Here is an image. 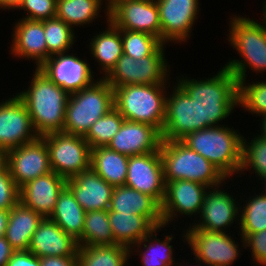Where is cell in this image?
<instances>
[{
  "mask_svg": "<svg viewBox=\"0 0 266 266\" xmlns=\"http://www.w3.org/2000/svg\"><path fill=\"white\" fill-rule=\"evenodd\" d=\"M181 76L177 77V83L191 99L200 103L202 129L221 126L223 120L238 107V82L225 66H221L216 75L205 79Z\"/></svg>",
  "mask_w": 266,
  "mask_h": 266,
  "instance_id": "obj_1",
  "label": "cell"
},
{
  "mask_svg": "<svg viewBox=\"0 0 266 266\" xmlns=\"http://www.w3.org/2000/svg\"><path fill=\"white\" fill-rule=\"evenodd\" d=\"M30 85L16 95L24 102L38 136L63 131L70 94L51 81L39 68Z\"/></svg>",
  "mask_w": 266,
  "mask_h": 266,
  "instance_id": "obj_2",
  "label": "cell"
},
{
  "mask_svg": "<svg viewBox=\"0 0 266 266\" xmlns=\"http://www.w3.org/2000/svg\"><path fill=\"white\" fill-rule=\"evenodd\" d=\"M229 19L227 41L239 54V59H230L225 66L237 79L247 80L249 70L255 73L266 72V27L258 20L232 15Z\"/></svg>",
  "mask_w": 266,
  "mask_h": 266,
  "instance_id": "obj_3",
  "label": "cell"
},
{
  "mask_svg": "<svg viewBox=\"0 0 266 266\" xmlns=\"http://www.w3.org/2000/svg\"><path fill=\"white\" fill-rule=\"evenodd\" d=\"M242 140L243 135L237 129L222 124L189 133L180 141L231 179L240 171Z\"/></svg>",
  "mask_w": 266,
  "mask_h": 266,
  "instance_id": "obj_4",
  "label": "cell"
},
{
  "mask_svg": "<svg viewBox=\"0 0 266 266\" xmlns=\"http://www.w3.org/2000/svg\"><path fill=\"white\" fill-rule=\"evenodd\" d=\"M160 155L164 182L189 180L208 187L226 183L227 177L210 161L189 149L180 140H162Z\"/></svg>",
  "mask_w": 266,
  "mask_h": 266,
  "instance_id": "obj_5",
  "label": "cell"
},
{
  "mask_svg": "<svg viewBox=\"0 0 266 266\" xmlns=\"http://www.w3.org/2000/svg\"><path fill=\"white\" fill-rule=\"evenodd\" d=\"M169 84L125 85L114 89V107L131 122L146 123L161 133Z\"/></svg>",
  "mask_w": 266,
  "mask_h": 266,
  "instance_id": "obj_6",
  "label": "cell"
},
{
  "mask_svg": "<svg viewBox=\"0 0 266 266\" xmlns=\"http://www.w3.org/2000/svg\"><path fill=\"white\" fill-rule=\"evenodd\" d=\"M114 107V89L104 78L70 94L63 131L85 136L100 117Z\"/></svg>",
  "mask_w": 266,
  "mask_h": 266,
  "instance_id": "obj_7",
  "label": "cell"
},
{
  "mask_svg": "<svg viewBox=\"0 0 266 266\" xmlns=\"http://www.w3.org/2000/svg\"><path fill=\"white\" fill-rule=\"evenodd\" d=\"M165 45L162 43L150 56L137 60L123 54L104 79L113 89L125 85L170 83L172 70L165 58Z\"/></svg>",
  "mask_w": 266,
  "mask_h": 266,
  "instance_id": "obj_8",
  "label": "cell"
},
{
  "mask_svg": "<svg viewBox=\"0 0 266 266\" xmlns=\"http://www.w3.org/2000/svg\"><path fill=\"white\" fill-rule=\"evenodd\" d=\"M49 150L53 172L66 180L90 168L91 149L84 136L64 131L41 136Z\"/></svg>",
  "mask_w": 266,
  "mask_h": 266,
  "instance_id": "obj_9",
  "label": "cell"
},
{
  "mask_svg": "<svg viewBox=\"0 0 266 266\" xmlns=\"http://www.w3.org/2000/svg\"><path fill=\"white\" fill-rule=\"evenodd\" d=\"M184 231V233H183ZM183 242L190 248L194 260L215 266H231L239 255L241 246L228 232L202 229H183ZM230 234V235H229ZM193 253V254H192Z\"/></svg>",
  "mask_w": 266,
  "mask_h": 266,
  "instance_id": "obj_10",
  "label": "cell"
},
{
  "mask_svg": "<svg viewBox=\"0 0 266 266\" xmlns=\"http://www.w3.org/2000/svg\"><path fill=\"white\" fill-rule=\"evenodd\" d=\"M171 85V94L168 91L166 96L165 122L161 133L164 141L181 140L189 133L202 130L200 103L191 99L177 82Z\"/></svg>",
  "mask_w": 266,
  "mask_h": 266,
  "instance_id": "obj_11",
  "label": "cell"
},
{
  "mask_svg": "<svg viewBox=\"0 0 266 266\" xmlns=\"http://www.w3.org/2000/svg\"><path fill=\"white\" fill-rule=\"evenodd\" d=\"M220 187H223V184L208 188L199 214V221L193 219L194 223L192 225L189 223L187 229L229 232L227 228L232 227L234 222L237 221L236 225H239L240 201L241 203L243 201L239 199L238 202L234 195Z\"/></svg>",
  "mask_w": 266,
  "mask_h": 266,
  "instance_id": "obj_12",
  "label": "cell"
},
{
  "mask_svg": "<svg viewBox=\"0 0 266 266\" xmlns=\"http://www.w3.org/2000/svg\"><path fill=\"white\" fill-rule=\"evenodd\" d=\"M200 0H156L161 25V42L184 44L189 40L201 10ZM200 8V9H199Z\"/></svg>",
  "mask_w": 266,
  "mask_h": 266,
  "instance_id": "obj_13",
  "label": "cell"
},
{
  "mask_svg": "<svg viewBox=\"0 0 266 266\" xmlns=\"http://www.w3.org/2000/svg\"><path fill=\"white\" fill-rule=\"evenodd\" d=\"M109 20L119 29L145 32L161 41V25L156 0H114Z\"/></svg>",
  "mask_w": 266,
  "mask_h": 266,
  "instance_id": "obj_14",
  "label": "cell"
},
{
  "mask_svg": "<svg viewBox=\"0 0 266 266\" xmlns=\"http://www.w3.org/2000/svg\"><path fill=\"white\" fill-rule=\"evenodd\" d=\"M207 188L206 185L189 180L165 183V195L161 203L163 225L172 224L178 215H184L185 218L199 216Z\"/></svg>",
  "mask_w": 266,
  "mask_h": 266,
  "instance_id": "obj_15",
  "label": "cell"
},
{
  "mask_svg": "<svg viewBox=\"0 0 266 266\" xmlns=\"http://www.w3.org/2000/svg\"><path fill=\"white\" fill-rule=\"evenodd\" d=\"M7 167L19 189L27 182L51 172L45 140L39 136L32 142L9 150Z\"/></svg>",
  "mask_w": 266,
  "mask_h": 266,
  "instance_id": "obj_16",
  "label": "cell"
},
{
  "mask_svg": "<svg viewBox=\"0 0 266 266\" xmlns=\"http://www.w3.org/2000/svg\"><path fill=\"white\" fill-rule=\"evenodd\" d=\"M39 69L69 94L78 92L96 80L95 72L86 58L83 60L73 52L52 55Z\"/></svg>",
  "mask_w": 266,
  "mask_h": 266,
  "instance_id": "obj_17",
  "label": "cell"
},
{
  "mask_svg": "<svg viewBox=\"0 0 266 266\" xmlns=\"http://www.w3.org/2000/svg\"><path fill=\"white\" fill-rule=\"evenodd\" d=\"M37 137L24 102L14 94L3 99L0 102V146L9 151Z\"/></svg>",
  "mask_w": 266,
  "mask_h": 266,
  "instance_id": "obj_18",
  "label": "cell"
},
{
  "mask_svg": "<svg viewBox=\"0 0 266 266\" xmlns=\"http://www.w3.org/2000/svg\"><path fill=\"white\" fill-rule=\"evenodd\" d=\"M125 186L153 197L161 205L165 182L160 150L129 156Z\"/></svg>",
  "mask_w": 266,
  "mask_h": 266,
  "instance_id": "obj_19",
  "label": "cell"
},
{
  "mask_svg": "<svg viewBox=\"0 0 266 266\" xmlns=\"http://www.w3.org/2000/svg\"><path fill=\"white\" fill-rule=\"evenodd\" d=\"M161 132L152 125L124 120L107 147L127 156L144 155L160 150Z\"/></svg>",
  "mask_w": 266,
  "mask_h": 266,
  "instance_id": "obj_20",
  "label": "cell"
},
{
  "mask_svg": "<svg viewBox=\"0 0 266 266\" xmlns=\"http://www.w3.org/2000/svg\"><path fill=\"white\" fill-rule=\"evenodd\" d=\"M12 44L9 54L12 58L30 60L39 68L48 59L45 41L44 20H29L20 18L12 28Z\"/></svg>",
  "mask_w": 266,
  "mask_h": 266,
  "instance_id": "obj_21",
  "label": "cell"
},
{
  "mask_svg": "<svg viewBox=\"0 0 266 266\" xmlns=\"http://www.w3.org/2000/svg\"><path fill=\"white\" fill-rule=\"evenodd\" d=\"M66 186L67 180L51 171L23 185L19 189V202L43 218L50 217L59 194Z\"/></svg>",
  "mask_w": 266,
  "mask_h": 266,
  "instance_id": "obj_22",
  "label": "cell"
},
{
  "mask_svg": "<svg viewBox=\"0 0 266 266\" xmlns=\"http://www.w3.org/2000/svg\"><path fill=\"white\" fill-rule=\"evenodd\" d=\"M67 187L86 212L109 209L114 186L108 184L91 167L68 178Z\"/></svg>",
  "mask_w": 266,
  "mask_h": 266,
  "instance_id": "obj_23",
  "label": "cell"
},
{
  "mask_svg": "<svg viewBox=\"0 0 266 266\" xmlns=\"http://www.w3.org/2000/svg\"><path fill=\"white\" fill-rule=\"evenodd\" d=\"M78 242L49 217L43 218L33 233L29 251L36 256H77Z\"/></svg>",
  "mask_w": 266,
  "mask_h": 266,
  "instance_id": "obj_24",
  "label": "cell"
},
{
  "mask_svg": "<svg viewBox=\"0 0 266 266\" xmlns=\"http://www.w3.org/2000/svg\"><path fill=\"white\" fill-rule=\"evenodd\" d=\"M108 210L146 216L155 226L163 225L161 205L153 197L125 185L114 187Z\"/></svg>",
  "mask_w": 266,
  "mask_h": 266,
  "instance_id": "obj_25",
  "label": "cell"
},
{
  "mask_svg": "<svg viewBox=\"0 0 266 266\" xmlns=\"http://www.w3.org/2000/svg\"><path fill=\"white\" fill-rule=\"evenodd\" d=\"M165 227L169 226H156L146 237L131 246L129 248L130 258H132V254L135 256L138 254V257H141L142 266H180L181 262H176L173 257V245H170L173 238L176 237H173L171 233L164 235L163 240L157 238L158 232ZM156 233L157 235H155ZM136 252L137 254H134Z\"/></svg>",
  "mask_w": 266,
  "mask_h": 266,
  "instance_id": "obj_26",
  "label": "cell"
},
{
  "mask_svg": "<svg viewBox=\"0 0 266 266\" xmlns=\"http://www.w3.org/2000/svg\"><path fill=\"white\" fill-rule=\"evenodd\" d=\"M106 29L92 36L89 42V52L92 59L99 65L100 73L104 78L115 66L117 60L123 55L121 29L116 27L110 20L107 21Z\"/></svg>",
  "mask_w": 266,
  "mask_h": 266,
  "instance_id": "obj_27",
  "label": "cell"
},
{
  "mask_svg": "<svg viewBox=\"0 0 266 266\" xmlns=\"http://www.w3.org/2000/svg\"><path fill=\"white\" fill-rule=\"evenodd\" d=\"M43 217L18 202L9 210L5 238L14 251H27L33 233Z\"/></svg>",
  "mask_w": 266,
  "mask_h": 266,
  "instance_id": "obj_28",
  "label": "cell"
},
{
  "mask_svg": "<svg viewBox=\"0 0 266 266\" xmlns=\"http://www.w3.org/2000/svg\"><path fill=\"white\" fill-rule=\"evenodd\" d=\"M114 240L128 248L146 237L156 226L146 217L108 210Z\"/></svg>",
  "mask_w": 266,
  "mask_h": 266,
  "instance_id": "obj_29",
  "label": "cell"
},
{
  "mask_svg": "<svg viewBox=\"0 0 266 266\" xmlns=\"http://www.w3.org/2000/svg\"><path fill=\"white\" fill-rule=\"evenodd\" d=\"M85 213L86 211L79 205L74 194L66 186L59 194L55 208L49 218L79 243L82 240Z\"/></svg>",
  "mask_w": 266,
  "mask_h": 266,
  "instance_id": "obj_30",
  "label": "cell"
},
{
  "mask_svg": "<svg viewBox=\"0 0 266 266\" xmlns=\"http://www.w3.org/2000/svg\"><path fill=\"white\" fill-rule=\"evenodd\" d=\"M129 156L120 154L107 146L91 149L90 167L108 184L125 185Z\"/></svg>",
  "mask_w": 266,
  "mask_h": 266,
  "instance_id": "obj_31",
  "label": "cell"
},
{
  "mask_svg": "<svg viewBox=\"0 0 266 266\" xmlns=\"http://www.w3.org/2000/svg\"><path fill=\"white\" fill-rule=\"evenodd\" d=\"M102 9L106 13L105 21H108L109 7L102 0H57L55 17L72 28L76 26L85 27L87 24H93V21L95 22L96 18L98 19L101 16Z\"/></svg>",
  "mask_w": 266,
  "mask_h": 266,
  "instance_id": "obj_32",
  "label": "cell"
},
{
  "mask_svg": "<svg viewBox=\"0 0 266 266\" xmlns=\"http://www.w3.org/2000/svg\"><path fill=\"white\" fill-rule=\"evenodd\" d=\"M129 248L124 245L79 246L77 266H126L130 259Z\"/></svg>",
  "mask_w": 266,
  "mask_h": 266,
  "instance_id": "obj_33",
  "label": "cell"
},
{
  "mask_svg": "<svg viewBox=\"0 0 266 266\" xmlns=\"http://www.w3.org/2000/svg\"><path fill=\"white\" fill-rule=\"evenodd\" d=\"M118 243L114 240L108 218V210L87 211L84 217L82 240L79 246H113Z\"/></svg>",
  "mask_w": 266,
  "mask_h": 266,
  "instance_id": "obj_34",
  "label": "cell"
},
{
  "mask_svg": "<svg viewBox=\"0 0 266 266\" xmlns=\"http://www.w3.org/2000/svg\"><path fill=\"white\" fill-rule=\"evenodd\" d=\"M244 200V204L240 203L239 212V228L238 233L242 238L247 234L266 230V196L262 193H254ZM243 207V208H242Z\"/></svg>",
  "mask_w": 266,
  "mask_h": 266,
  "instance_id": "obj_35",
  "label": "cell"
},
{
  "mask_svg": "<svg viewBox=\"0 0 266 266\" xmlns=\"http://www.w3.org/2000/svg\"><path fill=\"white\" fill-rule=\"evenodd\" d=\"M75 32L71 26L57 17L44 20L48 59L55 54L73 51L74 43L77 42Z\"/></svg>",
  "mask_w": 266,
  "mask_h": 266,
  "instance_id": "obj_36",
  "label": "cell"
},
{
  "mask_svg": "<svg viewBox=\"0 0 266 266\" xmlns=\"http://www.w3.org/2000/svg\"><path fill=\"white\" fill-rule=\"evenodd\" d=\"M245 170H252L258 180L266 177V140L258 135H253L249 141L243 135L241 167L236 178L245 175Z\"/></svg>",
  "mask_w": 266,
  "mask_h": 266,
  "instance_id": "obj_37",
  "label": "cell"
},
{
  "mask_svg": "<svg viewBox=\"0 0 266 266\" xmlns=\"http://www.w3.org/2000/svg\"><path fill=\"white\" fill-rule=\"evenodd\" d=\"M125 118L113 107L100 117L84 136L90 149L107 146L113 136L119 131Z\"/></svg>",
  "mask_w": 266,
  "mask_h": 266,
  "instance_id": "obj_38",
  "label": "cell"
},
{
  "mask_svg": "<svg viewBox=\"0 0 266 266\" xmlns=\"http://www.w3.org/2000/svg\"><path fill=\"white\" fill-rule=\"evenodd\" d=\"M250 80L238 83V105L252 115H266V81L258 80L251 83Z\"/></svg>",
  "mask_w": 266,
  "mask_h": 266,
  "instance_id": "obj_39",
  "label": "cell"
},
{
  "mask_svg": "<svg viewBox=\"0 0 266 266\" xmlns=\"http://www.w3.org/2000/svg\"><path fill=\"white\" fill-rule=\"evenodd\" d=\"M123 54L135 60L150 56L162 42L155 36L138 31L121 29Z\"/></svg>",
  "mask_w": 266,
  "mask_h": 266,
  "instance_id": "obj_40",
  "label": "cell"
},
{
  "mask_svg": "<svg viewBox=\"0 0 266 266\" xmlns=\"http://www.w3.org/2000/svg\"><path fill=\"white\" fill-rule=\"evenodd\" d=\"M57 0H21L17 11L24 10V19L43 21L56 15Z\"/></svg>",
  "mask_w": 266,
  "mask_h": 266,
  "instance_id": "obj_41",
  "label": "cell"
},
{
  "mask_svg": "<svg viewBox=\"0 0 266 266\" xmlns=\"http://www.w3.org/2000/svg\"><path fill=\"white\" fill-rule=\"evenodd\" d=\"M243 249L251 252L252 263L258 266H266V230L247 234L244 238L240 237Z\"/></svg>",
  "mask_w": 266,
  "mask_h": 266,
  "instance_id": "obj_42",
  "label": "cell"
},
{
  "mask_svg": "<svg viewBox=\"0 0 266 266\" xmlns=\"http://www.w3.org/2000/svg\"><path fill=\"white\" fill-rule=\"evenodd\" d=\"M19 202V188L13 181L9 168L0 170V209L10 210Z\"/></svg>",
  "mask_w": 266,
  "mask_h": 266,
  "instance_id": "obj_43",
  "label": "cell"
},
{
  "mask_svg": "<svg viewBox=\"0 0 266 266\" xmlns=\"http://www.w3.org/2000/svg\"><path fill=\"white\" fill-rule=\"evenodd\" d=\"M6 266H41L40 258L27 251H14Z\"/></svg>",
  "mask_w": 266,
  "mask_h": 266,
  "instance_id": "obj_44",
  "label": "cell"
},
{
  "mask_svg": "<svg viewBox=\"0 0 266 266\" xmlns=\"http://www.w3.org/2000/svg\"><path fill=\"white\" fill-rule=\"evenodd\" d=\"M41 266H77V256L40 257Z\"/></svg>",
  "mask_w": 266,
  "mask_h": 266,
  "instance_id": "obj_45",
  "label": "cell"
},
{
  "mask_svg": "<svg viewBox=\"0 0 266 266\" xmlns=\"http://www.w3.org/2000/svg\"><path fill=\"white\" fill-rule=\"evenodd\" d=\"M14 250L5 236L0 237V266H6Z\"/></svg>",
  "mask_w": 266,
  "mask_h": 266,
  "instance_id": "obj_46",
  "label": "cell"
},
{
  "mask_svg": "<svg viewBox=\"0 0 266 266\" xmlns=\"http://www.w3.org/2000/svg\"><path fill=\"white\" fill-rule=\"evenodd\" d=\"M9 218V210L0 209V237L5 236Z\"/></svg>",
  "mask_w": 266,
  "mask_h": 266,
  "instance_id": "obj_47",
  "label": "cell"
},
{
  "mask_svg": "<svg viewBox=\"0 0 266 266\" xmlns=\"http://www.w3.org/2000/svg\"><path fill=\"white\" fill-rule=\"evenodd\" d=\"M21 3V0H0V10H17V7Z\"/></svg>",
  "mask_w": 266,
  "mask_h": 266,
  "instance_id": "obj_48",
  "label": "cell"
},
{
  "mask_svg": "<svg viewBox=\"0 0 266 266\" xmlns=\"http://www.w3.org/2000/svg\"><path fill=\"white\" fill-rule=\"evenodd\" d=\"M8 151L0 146V170L7 168Z\"/></svg>",
  "mask_w": 266,
  "mask_h": 266,
  "instance_id": "obj_49",
  "label": "cell"
},
{
  "mask_svg": "<svg viewBox=\"0 0 266 266\" xmlns=\"http://www.w3.org/2000/svg\"><path fill=\"white\" fill-rule=\"evenodd\" d=\"M261 124L260 125V130H258L259 134H255V135H258L260 136L262 139L266 140V115L265 116H262L261 118V121H260Z\"/></svg>",
  "mask_w": 266,
  "mask_h": 266,
  "instance_id": "obj_50",
  "label": "cell"
},
{
  "mask_svg": "<svg viewBox=\"0 0 266 266\" xmlns=\"http://www.w3.org/2000/svg\"><path fill=\"white\" fill-rule=\"evenodd\" d=\"M263 4H262V18H260V19H262V23H263V25L266 27V0H264L263 2H262Z\"/></svg>",
  "mask_w": 266,
  "mask_h": 266,
  "instance_id": "obj_51",
  "label": "cell"
},
{
  "mask_svg": "<svg viewBox=\"0 0 266 266\" xmlns=\"http://www.w3.org/2000/svg\"><path fill=\"white\" fill-rule=\"evenodd\" d=\"M195 261H196V265H193V266H215V265H211V264H205V263H202V262H197V260H195ZM197 263H198V265H197ZM188 264H190V263L187 262V260H186V264L185 263H181L180 266H192V263H191V265H188Z\"/></svg>",
  "mask_w": 266,
  "mask_h": 266,
  "instance_id": "obj_52",
  "label": "cell"
},
{
  "mask_svg": "<svg viewBox=\"0 0 266 266\" xmlns=\"http://www.w3.org/2000/svg\"><path fill=\"white\" fill-rule=\"evenodd\" d=\"M260 180L262 181L261 184H264V186L262 185V187L265 188V189H263V188H259V189H261L262 190L261 193L266 196V177L260 178L259 181Z\"/></svg>",
  "mask_w": 266,
  "mask_h": 266,
  "instance_id": "obj_53",
  "label": "cell"
},
{
  "mask_svg": "<svg viewBox=\"0 0 266 266\" xmlns=\"http://www.w3.org/2000/svg\"><path fill=\"white\" fill-rule=\"evenodd\" d=\"M103 2H105V4H107V6L109 7L114 0H102Z\"/></svg>",
  "mask_w": 266,
  "mask_h": 266,
  "instance_id": "obj_54",
  "label": "cell"
}]
</instances>
